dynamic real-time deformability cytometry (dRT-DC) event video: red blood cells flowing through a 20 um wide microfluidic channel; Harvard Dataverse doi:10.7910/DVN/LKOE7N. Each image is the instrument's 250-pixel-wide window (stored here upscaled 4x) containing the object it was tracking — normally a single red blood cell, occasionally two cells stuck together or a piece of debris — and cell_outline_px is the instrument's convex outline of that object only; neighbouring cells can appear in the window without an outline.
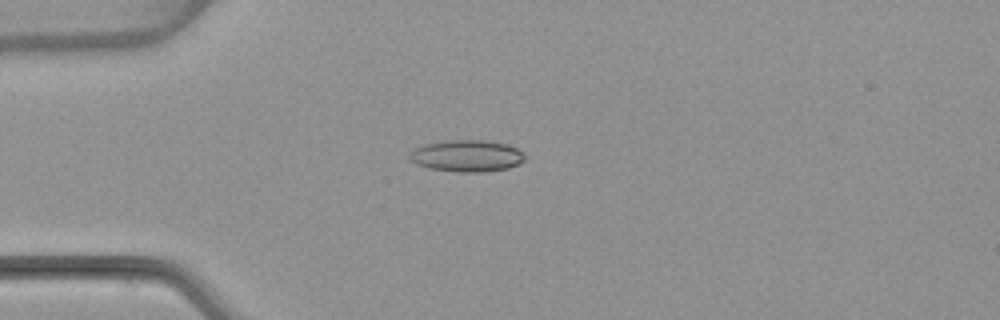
{"species": "common noctule bat (a hibernating species)", "species_latin": "Nyctalus noctula", "temperature_condition": "warm", "stored_images_in_passage": 6, "camera_frame_rate_fps": 3000, "um_per_image_px": 0.085, "animal": {"sex": "female", "body_mass_g": 22.7, "forearm_length_mm": 54.2}, "frame": {"image": 1, "passage_image": 4, "time_ms": 4.0, "image_size_px": [1000, 320], "cell_outline_px": [[524, 160], [520, 164], [508, 168], [480, 172], [456, 172], [428, 168], [416, 164], [408, 160], [408, 152], [412, 148], [424, 144], [444, 140], [484, 140], [508, 144], [516, 148], [524, 156]], "centroid_in_image_um": [39.6, 13.24], "position_along_channel_um": 45.4, "area_um2": 21.62}}
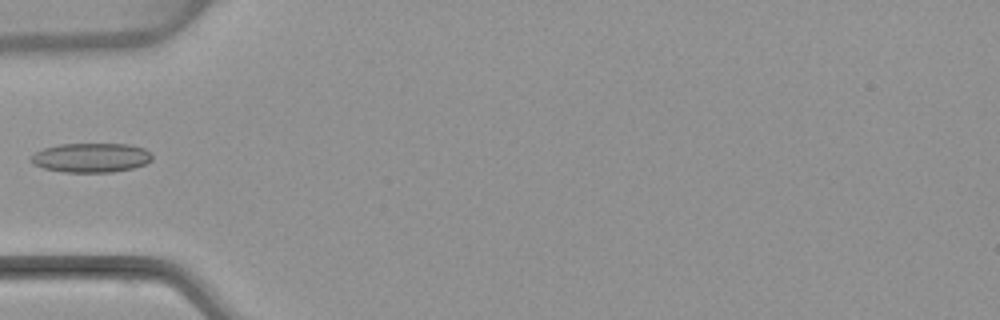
{"frame": {"image": 2, "passage_image": 5, "time_ms": 5.333, "image_size_px": [1000, 320], "cell_outline_px": [[152, 160], [144, 164], [132, 168], [112, 172], [64, 172], [44, 168], [32, 164], [28, 160], [36, 152], [44, 148], [60, 144], [128, 144], [144, 148], [152, 156]], "centroid_in_image_um": [7.72, 13.4], "position_along_channel_um": 77.3, "area_um2": 20.63}}
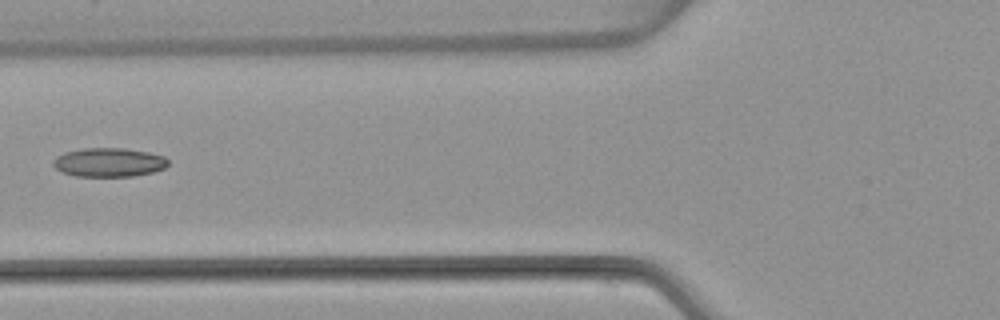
{"frame": {"image": 3, "passage_image": 6, "time_ms": 6.333, "image_size_px": [1000, 320], "cell_outline_px": [[168, 164], [164, 168], [152, 172], [132, 176], [76, 176], [64, 172], [56, 168], [52, 164], [52, 160], [56, 156], [64, 152], [84, 148], [124, 148], [148, 152], [164, 156], [168, 160]], "centroid_in_image_um": [9.24, 13.79], "position_along_channel_um": 116.6, "area_um2": 19.31}}